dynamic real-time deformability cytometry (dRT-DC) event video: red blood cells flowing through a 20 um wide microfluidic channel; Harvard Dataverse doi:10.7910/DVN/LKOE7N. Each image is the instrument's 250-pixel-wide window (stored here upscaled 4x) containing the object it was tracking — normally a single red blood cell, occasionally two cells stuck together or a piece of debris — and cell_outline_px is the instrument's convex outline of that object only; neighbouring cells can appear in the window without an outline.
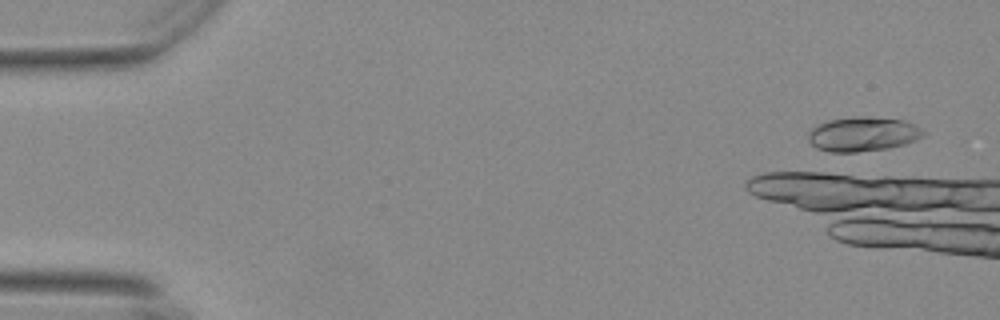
{"species": "Egyptian fruit bat (a non-hibernating species)", "species_latin": "Rousettus aegyptiacus", "temperature_condition": "warm", "stored_images_in_passage": 8, "camera_frame_rate_fps": 3000, "um_per_image_px": 0.085, "animal": {"sex": "female"}, "frame": {"image": 1, "passage_image": 3, "time_ms": 0.667, "image_size_px": [1000, 320], "cell_outline_px": [[924, 136], [916, 140], [904, 144], [888, 148], [856, 152], [828, 152], [816, 148], [808, 140], [808, 132], [812, 128], [820, 124], [832, 120], [856, 116], [864, 116], [904, 120], [920, 128], [924, 132]], "centroid_in_image_um": [73.33, 11.41], "position_along_channel_um": 11.7, "area_um2": 22.95}}